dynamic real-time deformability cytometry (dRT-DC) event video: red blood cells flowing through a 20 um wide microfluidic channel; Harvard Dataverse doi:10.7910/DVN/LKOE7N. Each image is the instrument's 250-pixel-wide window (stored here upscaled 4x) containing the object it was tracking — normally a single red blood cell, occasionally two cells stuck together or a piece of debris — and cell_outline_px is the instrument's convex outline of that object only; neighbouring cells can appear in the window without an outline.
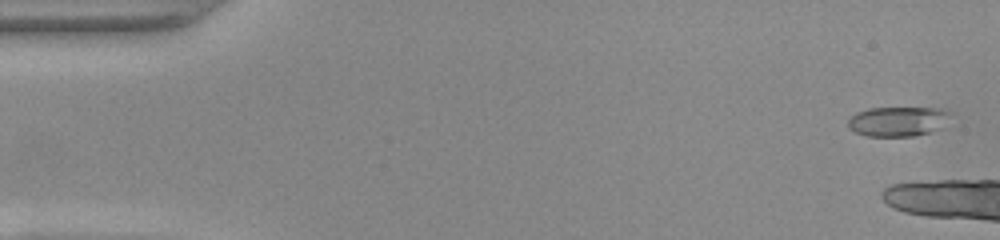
{"species": "common noctule bat (a hibernating species)", "species_latin": "Nyctalus noctula", "temperature_condition": "warm", "stored_images_in_passage": 5, "camera_frame_rate_fps": 3000, "um_per_image_px": 0.085, "animal": {"sex": "female", "body_mass_g": 22.0, "forearm_length_mm": 56.7}, "frame": {"image": 1, "passage_image": 2, "time_ms": 0.333, "image_size_px": [1000, 240], "cell_outline_px": [[948, 112], [940, 128], [932, 132], [912, 136], [868, 136], [856, 132], [848, 128], [848, 120], [856, 112], [868, 108], [940, 108]], "centroid_in_image_um": [76.24, 10.32], "position_along_channel_um": 8.8, "area_um2": 17.4}}